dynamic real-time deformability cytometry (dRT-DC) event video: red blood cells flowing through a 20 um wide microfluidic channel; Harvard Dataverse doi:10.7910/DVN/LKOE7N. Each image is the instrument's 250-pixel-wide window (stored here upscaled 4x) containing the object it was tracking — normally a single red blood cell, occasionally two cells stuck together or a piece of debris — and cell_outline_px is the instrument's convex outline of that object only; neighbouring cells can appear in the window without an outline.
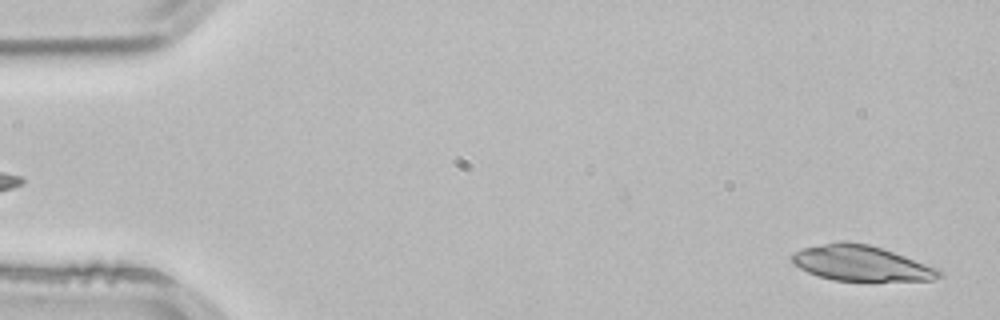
{"species": "common noctule bat (a hibernating species)", "species_latin": "Nyctalus noctula", "temperature_condition": "room temperature", "stored_images_in_passage": 3, "camera_frame_rate_fps": 3000, "um_per_image_px": 0.085, "animal": {"sex": "male", "body_mass_g": 21.5, "forearm_length_mm": 52.0}, "frame": {"image": 1, "passage_image": 3, "time_ms": 0.667, "image_size_px": [1000, 320], "cell_outline_px": [[944, 276], [932, 280], [832, 280], [808, 272], [800, 268], [792, 260], [792, 256], [796, 252], [804, 248], [840, 240], [844, 240], [868, 244], [940, 268]], "centroid_in_image_um": [73.24, 22.37], "position_along_channel_um": 11.8, "area_um2": 29.94}}